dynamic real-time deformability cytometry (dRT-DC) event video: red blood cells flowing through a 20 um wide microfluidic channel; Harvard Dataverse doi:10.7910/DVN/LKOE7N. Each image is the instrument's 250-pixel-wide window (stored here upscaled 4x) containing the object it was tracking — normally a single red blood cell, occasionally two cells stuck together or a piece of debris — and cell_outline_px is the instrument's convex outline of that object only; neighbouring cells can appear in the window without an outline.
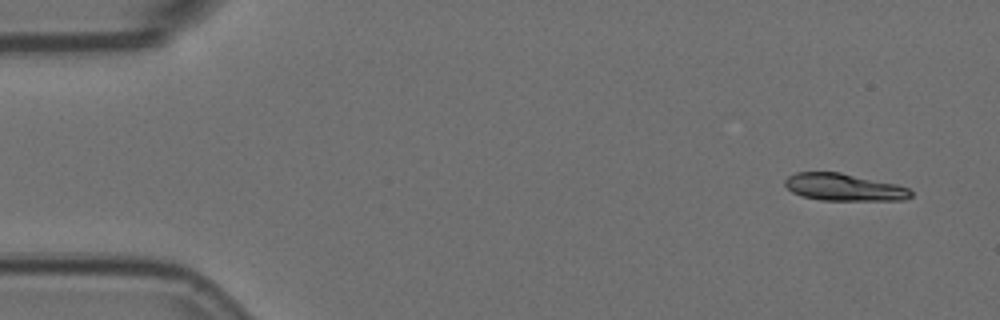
{"species": "Egyptian fruit bat (a non-hibernating species)", "species_latin": "Rousettus aegyptiacus", "temperature_condition": "room temperature", "stored_images_in_passage": 3, "camera_frame_rate_fps": 3000, "um_per_image_px": 0.085, "animal": {"sex": "female"}, "frame": {"image": 1, "passage_image": 1, "time_ms": 0.0, "image_size_px": [1000, 320], "cell_outline_px": [[912, 196], [904, 200], [820, 200], [800, 196], [792, 192], [784, 184], [784, 180], [788, 176], [796, 172], [840, 172], [896, 184], [908, 188], [912, 192]], "centroid_in_image_um": [71.71, 15.91], "position_along_channel_um": 13.3, "area_um2": 20.0}}
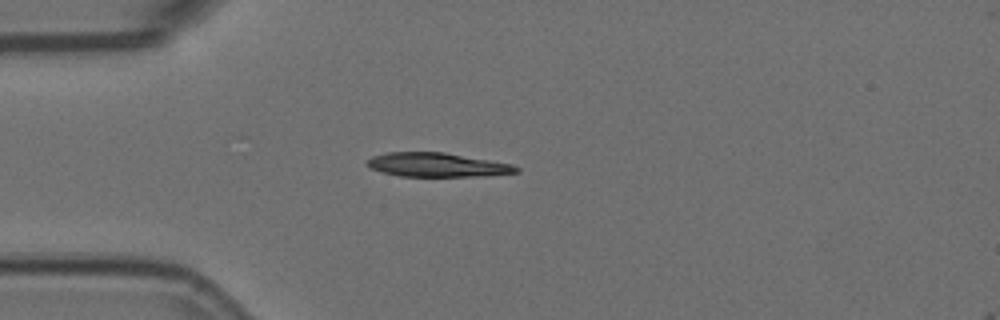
{"frame": {"image": 2, "passage_image": 3, "time_ms": 0.667, "image_size_px": [1000, 320], "cell_outline_px": [[520, 172], [484, 176], [400, 176], [384, 172], [372, 168], [364, 164], [372, 156], [388, 152], [444, 152], [512, 164], [520, 168]], "centroid_in_image_um": [37.18, 14.01], "position_along_channel_um": 47.8, "area_um2": 20.75}}